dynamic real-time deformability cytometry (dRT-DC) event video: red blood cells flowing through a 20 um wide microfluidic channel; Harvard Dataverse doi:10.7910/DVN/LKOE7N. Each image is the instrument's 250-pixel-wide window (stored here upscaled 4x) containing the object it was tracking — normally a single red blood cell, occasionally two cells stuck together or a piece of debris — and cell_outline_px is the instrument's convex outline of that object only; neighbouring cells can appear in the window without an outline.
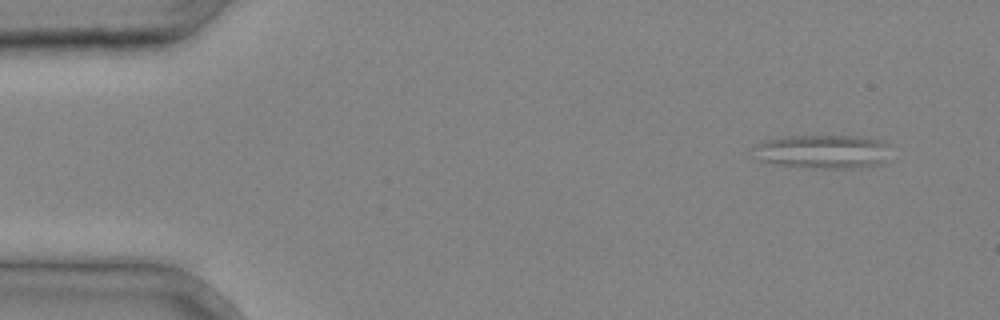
{"species": "common noctule bat (a hibernating species)", "species_latin": "Nyctalus noctula", "temperature_condition": "cold", "stored_images_in_passage": 4, "camera_frame_rate_fps": 3000, "um_per_image_px": 0.085, "animal": {"sex": "male", "body_mass_g": 20.4}, "frame": {"image": 1, "passage_image": 1, "time_ms": 0.0, "image_size_px": [1000, 320], "cell_outline_px": [[888, 144], [880, 164], [852, 168], [812, 168], [776, 164], [760, 160], [748, 156], [752, 148], [756, 144], [764, 140], [784, 136], [860, 136], [880, 140]], "centroid_in_image_um": [69.77, 12.88], "position_along_channel_um": 15.2, "area_um2": 27.05}}
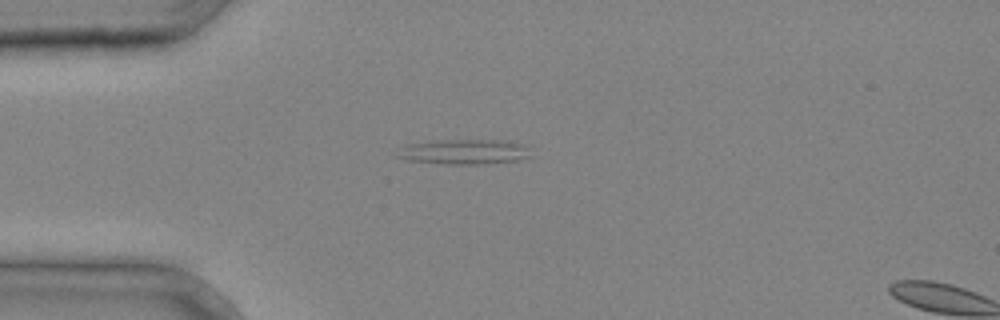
{"frame": {"image": 2, "passage_image": 3, "time_ms": 0.667, "image_size_px": [1000, 320], "cell_outline_px": [[536, 156], [520, 160], [484, 164], [444, 164], [408, 160], [396, 156], [408, 144], [436, 140], [508, 140], [520, 144], [528, 148]], "centroid_in_image_um": [39.58, 12.91], "position_along_channel_um": 45.4, "area_um2": 19.54}}